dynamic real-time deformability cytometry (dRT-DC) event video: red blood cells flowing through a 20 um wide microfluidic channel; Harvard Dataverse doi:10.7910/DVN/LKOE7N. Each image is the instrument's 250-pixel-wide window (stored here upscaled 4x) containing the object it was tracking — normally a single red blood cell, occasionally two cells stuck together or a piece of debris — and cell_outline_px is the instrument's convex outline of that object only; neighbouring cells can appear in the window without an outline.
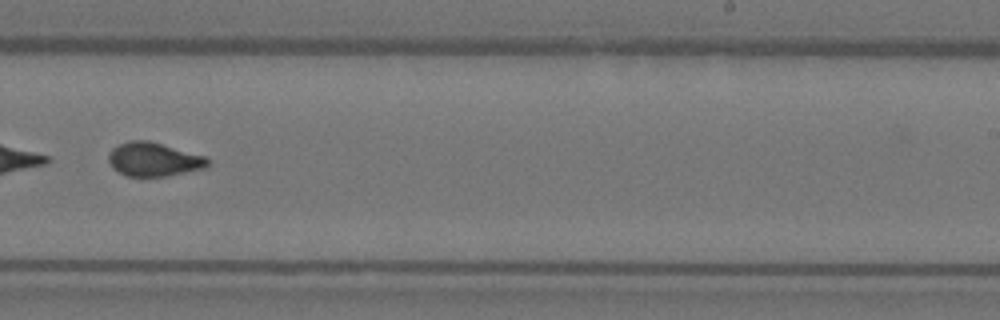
{"species": "Egyptian fruit bat (a non-hibernating species)", "species_latin": "Rousettus aegyptiacus", "temperature_condition": "warm", "stored_images_in_passage": 41, "segment_of_instrument_passage": [2, 2], "camera_frame_rate_fps": 3000, "um_per_image_px": 0.085, "animal": {"sex": "female"}, "frame": {"image": 1, "passage_image": 33, "time_ms": 10.667, "image_size_px": [1000, 320], "cell_outline_px": [[208, 164], [204, 168], [168, 176], [128, 176], [112, 168], [108, 160], [108, 152], [112, 148], [128, 140], [148, 140], [208, 156]], "centroid_in_image_um": [13.06, 13.53], "position_along_channel_um": 275.9, "area_um2": 19.65}}
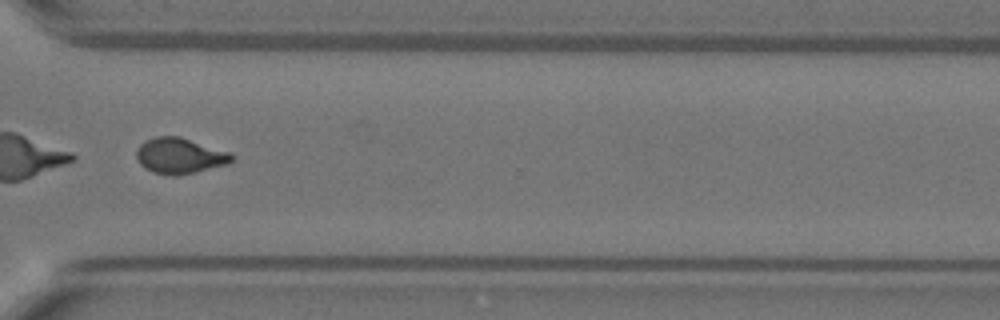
{"frame": {"image": 2, "passage_image": 39, "time_ms": 12.667, "image_size_px": [1000, 320], "cell_outline_px": [[232, 160], [228, 164], [176, 176], [172, 176], [152, 172], [144, 168], [140, 164], [136, 156], [136, 152], [140, 144], [156, 136], [180, 136], [228, 152], [232, 156]], "centroid_in_image_um": [15.24, 13.25], "position_along_channel_um": 355.4, "area_um2": 19.59}}